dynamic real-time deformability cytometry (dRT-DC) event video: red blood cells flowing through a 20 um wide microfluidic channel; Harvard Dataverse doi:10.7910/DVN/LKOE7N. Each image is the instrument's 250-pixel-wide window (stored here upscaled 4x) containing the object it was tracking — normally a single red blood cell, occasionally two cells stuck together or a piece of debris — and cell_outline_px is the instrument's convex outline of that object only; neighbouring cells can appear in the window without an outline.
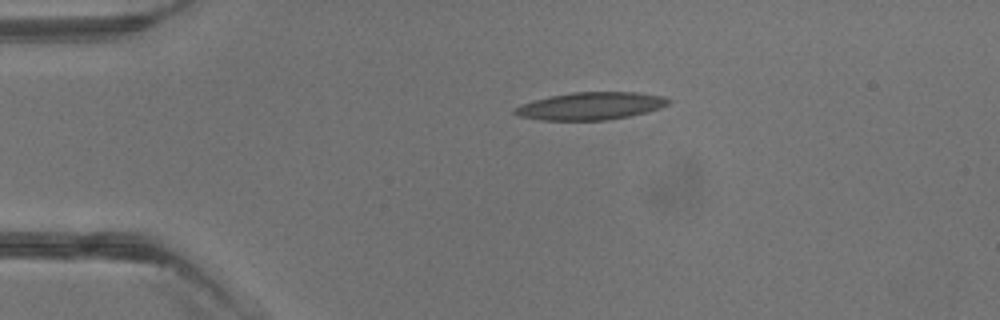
{"species": "common noctule bat (a hibernating species)", "species_latin": "Nyctalus noctula", "temperature_condition": "warm", "stored_images_in_passage": 2, "camera_frame_rate_fps": 3000, "um_per_image_px": 0.085, "animal": {"sex": "male", "body_mass_g": 13.3}, "frame": {"image": 1, "passage_image": 2, "time_ms": 1.333, "image_size_px": [1000, 320], "cell_outline_px": [[672, 100], [668, 104], [660, 108], [628, 116], [608, 120], [540, 120], [520, 116], [512, 112], [520, 104], [552, 96], [572, 92], [636, 92], [664, 96]], "centroid_in_image_um": [50.23, 9.01], "position_along_channel_um": 34.8, "area_um2": 24.45}}